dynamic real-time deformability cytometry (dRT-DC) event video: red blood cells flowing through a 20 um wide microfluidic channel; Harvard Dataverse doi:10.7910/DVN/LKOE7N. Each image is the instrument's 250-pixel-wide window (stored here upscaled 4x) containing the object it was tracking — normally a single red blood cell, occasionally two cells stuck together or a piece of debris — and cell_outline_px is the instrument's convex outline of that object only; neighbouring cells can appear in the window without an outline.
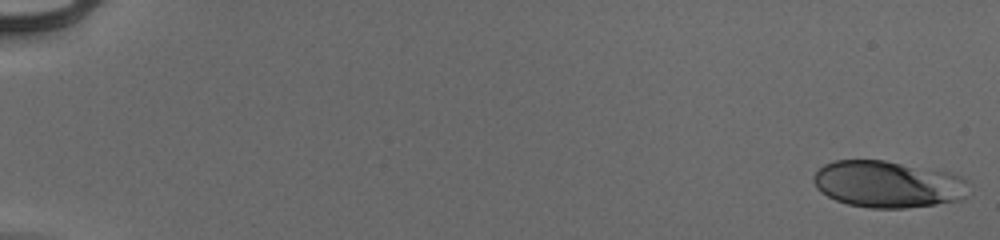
{"species": "human", "species_latin": "Homo sapiens", "temperature_condition": "cold", "stored_images_in_passage": 54, "camera_frame_rate_fps": 3000, "um_per_image_px": 0.085, "donor": {"sex": "male"}, "frame": {"image": 1, "passage_image": 1, "time_ms": 0.0, "image_size_px": [1000, 240], "cell_outline_px": [[968, 180], [964, 196], [960, 200], [936, 204], [904, 208], [868, 208], [848, 204], [836, 200], [820, 192], [816, 188], [812, 180], [812, 176], [824, 164], [836, 160], [884, 160], [948, 172]], "centroid_in_image_um": [75.42, 15.66], "position_along_channel_um": 9.6, "area_um2": 42.19}}
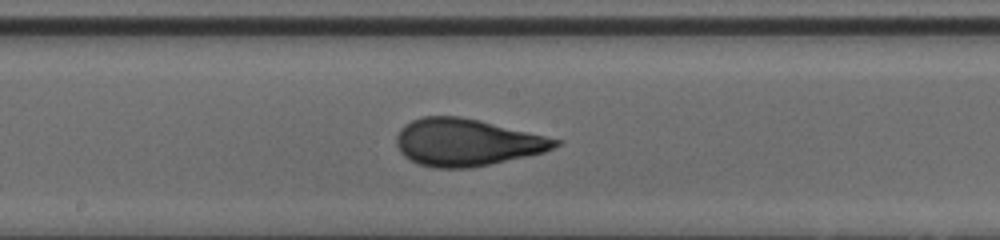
{"frame": {"image": 2, "passage_image": 31, "time_ms": 10.0, "image_size_px": [1000, 240], "cell_outline_px": [[560, 144], [544, 152], [488, 164], [468, 168], [436, 168], [420, 164], [404, 156], [400, 152], [396, 144], [396, 136], [400, 128], [404, 124], [420, 116], [460, 116], [480, 120], [560, 140]], "centroid_in_image_um": [39.6, 12.08], "position_along_channel_um": 208.6, "area_um2": 43.23}}
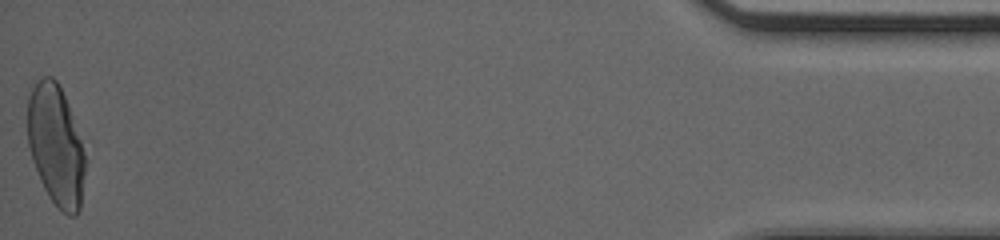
{"frame": {"image": 3, "passage_image": 54, "time_ms": 17.667, "image_size_px": [1000, 240], "cell_outline_px": [[84, 172], [80, 208], [76, 216], [68, 216], [48, 196], [40, 180], [32, 160], [28, 144], [28, 96], [36, 80], [44, 76], [52, 76], [56, 80], [64, 96], [80, 140], [84, 156]], "centroid_in_image_um": [4.71, 12.35], "position_along_channel_um": 430.5, "area_um2": 39.71}, "authors_computed_cell_mechanics": {"area_um2": 41.616, "velocity_mm_per_s": 3.9585, "shape_relaxation_time_tau1_ms": 5.1147, "shape_relaxation_time_tau2_ms": null, "deformation_change_tau1": 0.2141, "deformation_change_tau2": null}}